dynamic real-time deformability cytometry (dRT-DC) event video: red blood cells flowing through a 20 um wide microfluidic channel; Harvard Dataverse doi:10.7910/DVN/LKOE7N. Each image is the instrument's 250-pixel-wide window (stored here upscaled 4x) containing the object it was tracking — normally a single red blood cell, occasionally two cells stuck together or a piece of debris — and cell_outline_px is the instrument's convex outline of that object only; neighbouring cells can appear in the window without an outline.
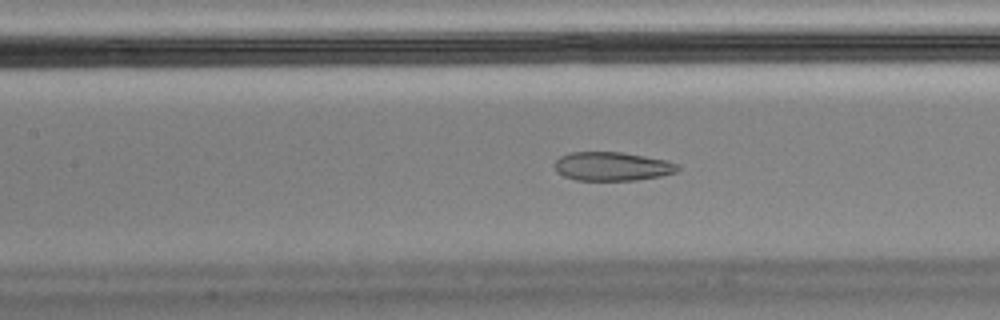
{"species": "Egyptian fruit bat (a non-hibernating species)", "species_latin": "Rousettus aegyptiacus", "temperature_condition": "cold", "stored_images_in_passage": 57, "camera_frame_rate_fps": 3000, "um_per_image_px": 0.085, "animal": {"sex": "male"}, "frame": {"image": 1, "passage_image": 25, "time_ms": 8.0, "image_size_px": [1000, 320], "cell_outline_px": [[680, 168], [676, 172], [660, 176], [636, 180], [576, 180], [564, 176], [556, 172], [556, 160], [560, 156], [572, 152], [620, 152], [644, 156], [664, 160], [680, 164]], "centroid_in_image_um": [52.04, 14.14], "position_along_channel_um": 155.4, "area_um2": 20.52}, "authors_computed_cell_mechanics": {"area_um2": 22.6576, "velocity_mm_per_s": 3.4903, "shape_relaxation_time_tau1_ms": null, "shape_relaxation_time_tau2_ms": 1.6903, "deformation_change_tau1": null, "deformation_change_tau2": 0.0784}}